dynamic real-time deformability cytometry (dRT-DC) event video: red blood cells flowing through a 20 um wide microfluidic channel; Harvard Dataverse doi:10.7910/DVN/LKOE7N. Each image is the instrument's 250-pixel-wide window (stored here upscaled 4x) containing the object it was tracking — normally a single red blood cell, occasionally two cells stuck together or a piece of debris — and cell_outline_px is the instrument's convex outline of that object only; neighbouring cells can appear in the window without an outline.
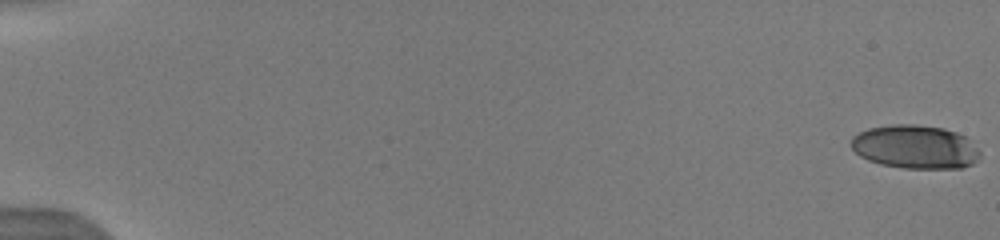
{"species": "human", "species_latin": "Homo sapiens", "temperature_condition": "warm", "stored_images_in_passage": 52, "camera_frame_rate_fps": 3000, "um_per_image_px": 0.085, "donor": {"sex": "male"}, "frame": {"image": 1, "passage_image": 1, "time_ms": 0.0, "image_size_px": [1000, 240], "cell_outline_px": [[980, 156], [972, 164], [960, 168], [904, 168], [880, 164], [868, 160], [860, 156], [852, 148], [852, 136], [868, 128], [892, 124], [916, 124], [944, 128], [956, 132], [964, 136], [980, 152]], "centroid_in_image_um": [77.77, 12.48], "position_along_channel_um": 7.2, "area_um2": 32.6}}
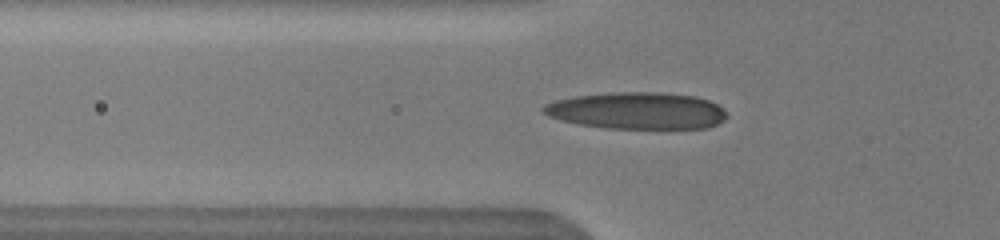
{"frame": {"image": 2, "passage_image": 20, "time_ms": 6.333, "image_size_px": [1000, 240], "cell_outline_px": [[728, 116], [724, 120], [708, 128], [608, 128], [580, 124], [548, 116], [540, 108], [544, 104], [556, 100], [576, 96], [612, 92], [664, 92], [696, 96], [708, 100], [724, 108], [728, 112]], "centroid_in_image_um": [54.2, 9.4], "position_along_channel_um": 71.6, "area_um2": 39.42}}
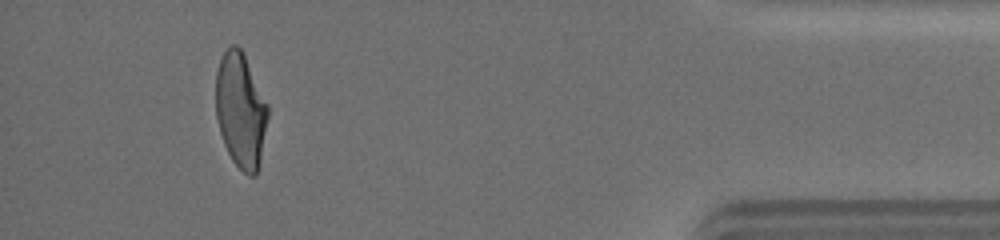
{"frame": {"image": 3, "passage_image": 49, "time_ms": 16.0, "image_size_px": [1000, 240], "cell_outline_px": [[268, 116], [260, 160], [256, 176], [248, 176], [232, 160], [224, 144], [220, 132], [216, 116], [216, 72], [220, 60], [224, 52], [232, 44], [236, 44], [244, 52], [268, 104]], "centroid_in_image_um": [20.46, 9.35], "position_along_channel_um": 414.7, "area_um2": 34.91}, "authors_computed_cell_mechanics": {"area_um2": 35.8938, "velocity_mm_per_s": 4.0534, "shape_relaxation_time_tau1_ms": 7.561, "shape_relaxation_time_tau2_ms": 1.0147, "deformation_change_tau1": 0.2759, "deformation_change_tau2": 0.0966}}